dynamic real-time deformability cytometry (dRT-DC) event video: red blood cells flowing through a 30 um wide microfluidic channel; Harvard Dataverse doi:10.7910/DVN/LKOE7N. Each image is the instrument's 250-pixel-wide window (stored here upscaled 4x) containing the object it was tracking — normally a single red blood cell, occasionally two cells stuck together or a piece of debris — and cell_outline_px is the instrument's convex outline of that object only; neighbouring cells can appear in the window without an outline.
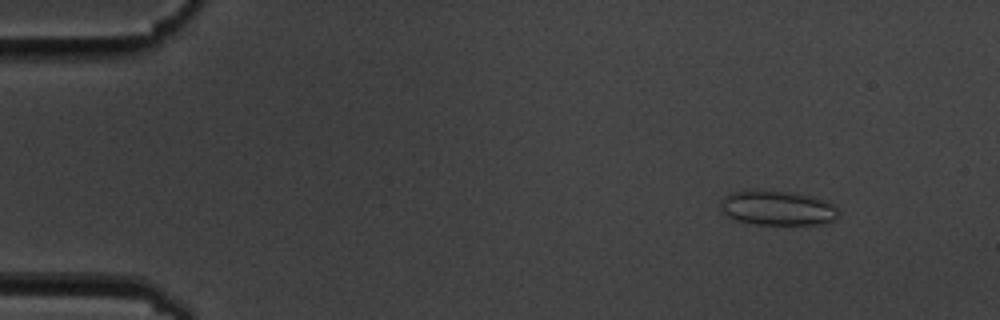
{"species": "common noctule bat (a hibernating species)", "species_latin": "Nyctalus noctula", "temperature_condition": "cold", "stored_images_in_passage": 56, "camera_frame_rate_fps": 3000, "um_per_image_px": 0.085, "animal": {"sex": "male", "body_mass_g": 19.5, "forearm_length_mm": 54.6}, "frame": {"image": 1, "passage_image": 6, "time_ms": 1.667, "image_size_px": [1000, 320], "cell_outline_px": [[836, 220], [816, 224], [756, 224], [736, 220], [728, 216], [720, 208], [720, 200], [732, 192], [788, 192], [812, 196], [824, 200], [832, 204], [836, 208]], "centroid_in_image_um": [66.08, 17.7], "position_along_channel_um": 18.9, "area_um2": 23.0}}
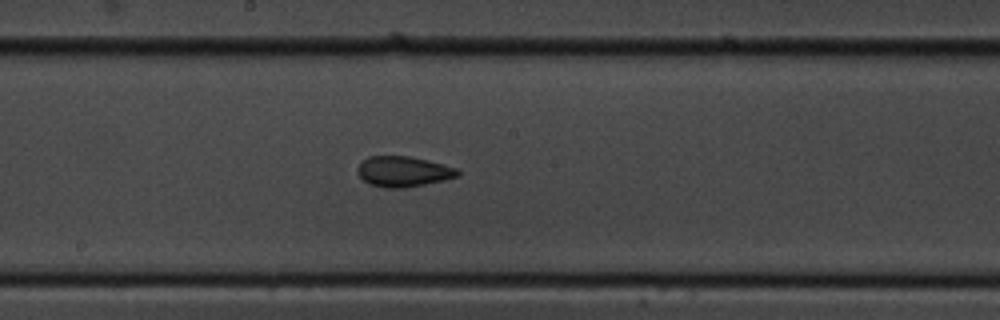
{"frame": {"image": 2, "passage_image": 30, "time_ms": 9.667, "image_size_px": [1000, 320], "cell_outline_px": [[460, 176], [444, 180], [404, 188], [384, 188], [368, 184], [356, 172], [356, 168], [360, 160], [368, 156], [408, 156], [428, 160], [444, 164], [456, 168], [460, 172]], "centroid_in_image_um": [34.24, 14.57], "position_along_channel_um": 214.0, "area_um2": 18.03}}
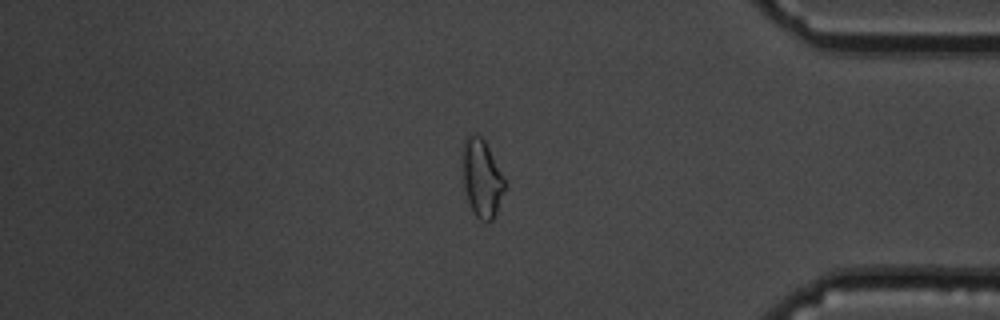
{"frame": {"image": 3, "passage_image": 47, "time_ms": 15.333, "image_size_px": [1000, 320], "cell_outline_px": [[508, 184], [496, 216], [492, 220], [480, 220], [476, 216], [468, 200], [464, 184], [464, 140], [472, 132], [480, 136], [484, 140], [504, 176]], "centroid_in_image_um": [41.02, 15.18], "position_along_channel_um": 394.2, "area_um2": 18.96}, "authors_computed_cell_mechanics": {"area_um2": 18.6983, "velocity_mm_per_s": 3.6099, "shape_relaxation_time_tau1_ms": 10.6834, "shape_relaxation_time_tau2_ms": 3.7321, "deformation_change_tau1": 0.1445, "deformation_change_tau2": 0.0783}}